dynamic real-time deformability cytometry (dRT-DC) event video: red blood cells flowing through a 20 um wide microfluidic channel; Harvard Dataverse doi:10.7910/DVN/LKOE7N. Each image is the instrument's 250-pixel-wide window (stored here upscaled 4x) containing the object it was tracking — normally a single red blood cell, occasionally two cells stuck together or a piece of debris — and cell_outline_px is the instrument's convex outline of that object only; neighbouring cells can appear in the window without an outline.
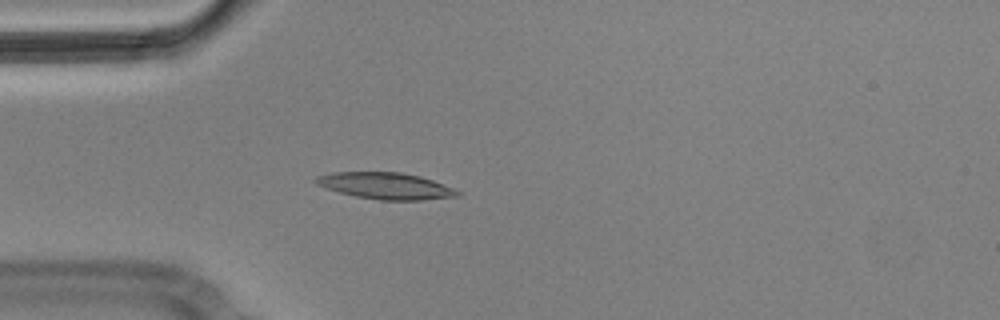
{"species": "Egyptian fruit bat (a non-hibernating species)", "species_latin": "Rousettus aegyptiacus", "temperature_condition": "cold", "stored_images_in_passage": 4, "camera_frame_rate_fps": 3000, "um_per_image_px": 0.085, "animal": {"sex": "male"}, "frame": {"image": 1, "passage_image": 4, "time_ms": 1.0, "image_size_px": [1000, 320], "cell_outline_px": [[460, 196], [420, 200], [380, 200], [356, 196], [340, 192], [316, 184], [312, 180], [316, 176], [332, 172], [400, 172], [420, 176], [456, 188], [460, 192]], "centroid_in_image_um": [32.8, 15.79], "position_along_channel_um": 52.2, "area_um2": 21.91}}